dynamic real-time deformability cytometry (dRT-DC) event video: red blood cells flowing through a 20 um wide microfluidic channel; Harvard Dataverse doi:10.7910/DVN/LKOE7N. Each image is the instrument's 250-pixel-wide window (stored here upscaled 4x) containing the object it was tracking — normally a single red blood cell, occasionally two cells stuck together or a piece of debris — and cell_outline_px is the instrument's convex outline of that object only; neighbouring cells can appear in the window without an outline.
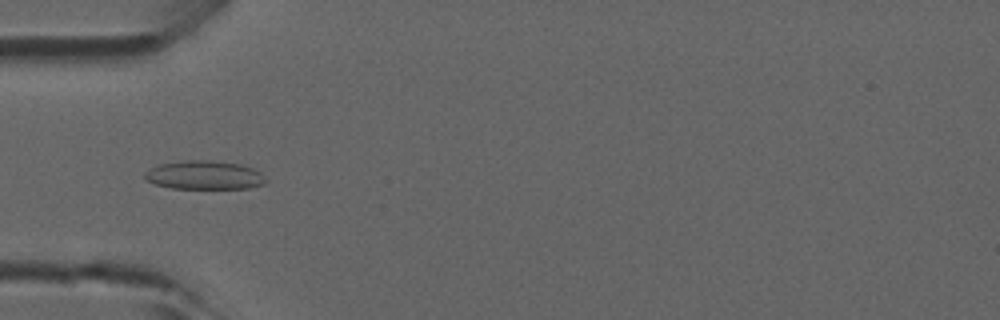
{"species": "common noctule bat (a hibernating species)", "species_latin": "Nyctalus noctula", "temperature_condition": "room temperature", "stored_images_in_passage": 25, "camera_frame_rate_fps": 3000, "um_per_image_px": 0.085, "animal": {"sex": "male", "forearm_length_mm": 52.5}, "frame": {"image": 1, "passage_image": 14, "time_ms": 4.333, "image_size_px": [1000, 320], "cell_outline_px": [[268, 180], [264, 184], [248, 188], [172, 188], [156, 184], [144, 180], [144, 172], [156, 164], [184, 160], [212, 160], [240, 164], [252, 168], [260, 172]], "centroid_in_image_um": [17.34, 14.87], "position_along_channel_um": 67.7, "area_um2": 20.4}}
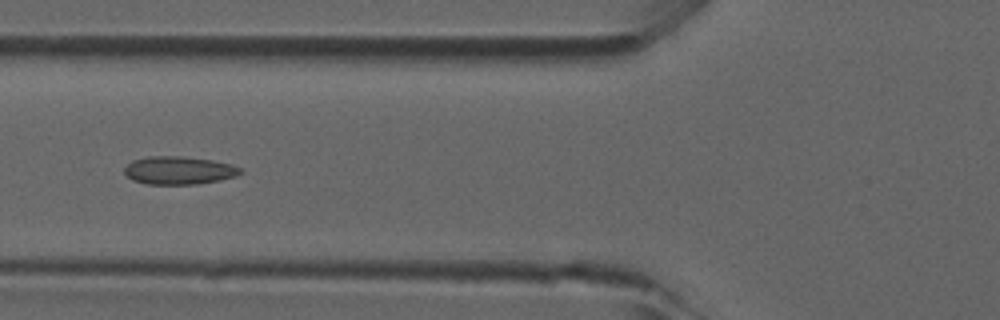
{"frame": {"image": 2, "passage_image": 17, "time_ms": 5.333, "image_size_px": [1000, 320], "cell_outline_px": [[244, 172], [236, 176], [220, 180], [196, 184], [148, 184], [132, 180], [124, 172], [124, 168], [132, 160], [148, 156], [184, 156], [212, 160], [232, 164], [244, 168]], "centroid_in_image_um": [15.25, 14.47], "position_along_channel_um": 110.6, "area_um2": 19.13}}
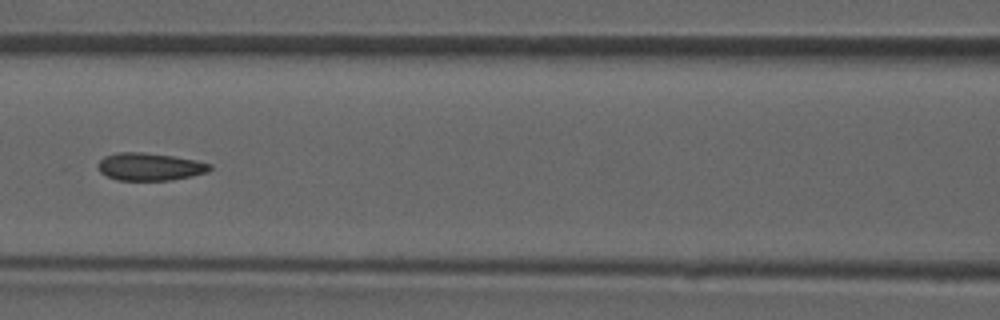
{"frame": {"image": 3, "passage_image": 20, "time_ms": 6.333, "image_size_px": [1000, 320], "cell_outline_px": [[212, 168], [208, 172], [192, 176], [172, 180], [116, 180], [100, 172], [96, 168], [96, 164], [104, 156], [116, 152], [144, 152], [172, 156], [196, 160], [212, 164]], "centroid_in_image_um": [12.71, 14.17], "position_along_channel_um": 153.9, "area_um2": 18.21}}